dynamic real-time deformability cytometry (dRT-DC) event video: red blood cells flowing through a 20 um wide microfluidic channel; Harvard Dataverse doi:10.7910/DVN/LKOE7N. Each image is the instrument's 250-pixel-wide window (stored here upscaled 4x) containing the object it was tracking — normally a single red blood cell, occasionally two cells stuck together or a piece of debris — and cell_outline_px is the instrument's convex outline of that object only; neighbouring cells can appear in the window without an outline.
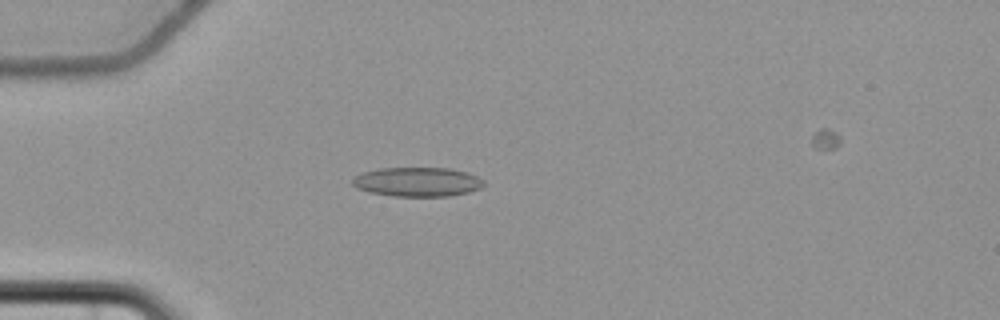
{"species": "common noctule bat (a hibernating species)", "species_latin": "Nyctalus noctula", "temperature_condition": "cold", "stored_images_in_passage": 5, "camera_frame_rate_fps": 3000, "um_per_image_px": 0.085, "animal": {"sex": "female", "body_mass_g": 22.7, "forearm_length_mm": 54.2}, "frame": {"image": 1, "passage_image": 4, "time_ms": 5.0, "image_size_px": [1000, 320], "cell_outline_px": [[484, 184], [480, 188], [468, 192], [448, 196], [392, 196], [368, 192], [356, 188], [352, 184], [352, 176], [364, 172], [380, 168], [448, 168], [468, 172], [484, 180]], "centroid_in_image_um": [35.44, 15.46], "position_along_channel_um": 49.6, "area_um2": 22.48}}